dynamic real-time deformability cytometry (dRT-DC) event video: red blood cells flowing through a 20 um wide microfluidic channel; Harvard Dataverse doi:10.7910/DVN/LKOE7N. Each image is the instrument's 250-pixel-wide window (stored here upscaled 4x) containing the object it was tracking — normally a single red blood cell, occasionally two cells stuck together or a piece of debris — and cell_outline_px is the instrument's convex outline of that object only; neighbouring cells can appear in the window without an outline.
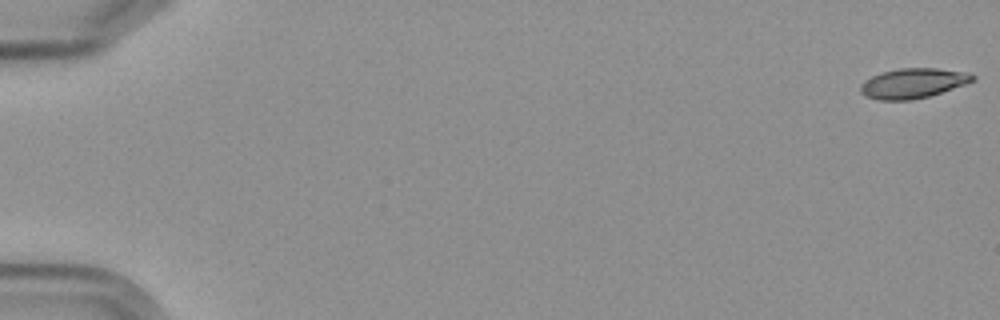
{"species": "Egyptian fruit bat (a non-hibernating species)", "species_latin": "Rousettus aegyptiacus", "temperature_condition": "cold", "stored_images_in_passage": 6, "camera_frame_rate_fps": 3000, "um_per_image_px": 0.085, "frame": {"image": 1, "passage_image": 1, "time_ms": 0.0, "image_size_px": [1000, 320], "cell_outline_px": [[976, 80], [928, 96], [912, 100], [880, 100], [864, 96], [860, 92], [860, 84], [864, 80], [880, 72], [900, 68], [936, 68], [968, 72], [976, 76]], "centroid_in_image_um": [77.57, 7.07], "position_along_channel_um": 7.4, "area_um2": 19.59}}
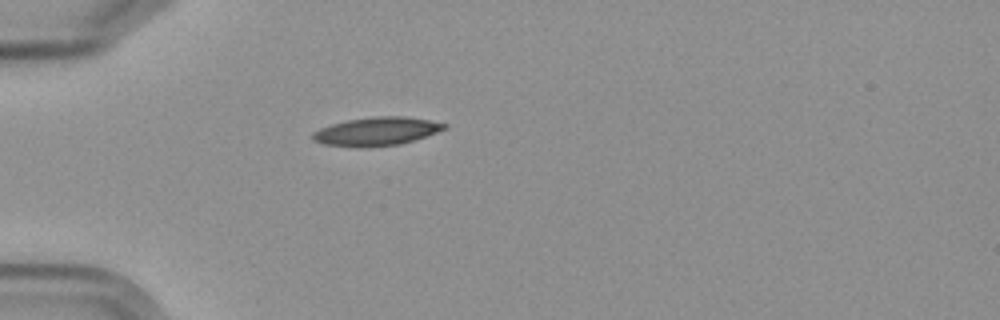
{"frame": {"image": 2, "passage_image": 5, "time_ms": 5.667, "image_size_px": [1000, 320], "cell_outline_px": [[448, 128], [400, 144], [324, 144], [312, 140], [312, 132], [320, 128], [332, 124], [348, 120], [376, 116], [404, 116], [428, 120], [448, 124]], "centroid_in_image_um": [32.05, 11.11], "position_along_channel_um": 53.0, "area_um2": 20.58}}